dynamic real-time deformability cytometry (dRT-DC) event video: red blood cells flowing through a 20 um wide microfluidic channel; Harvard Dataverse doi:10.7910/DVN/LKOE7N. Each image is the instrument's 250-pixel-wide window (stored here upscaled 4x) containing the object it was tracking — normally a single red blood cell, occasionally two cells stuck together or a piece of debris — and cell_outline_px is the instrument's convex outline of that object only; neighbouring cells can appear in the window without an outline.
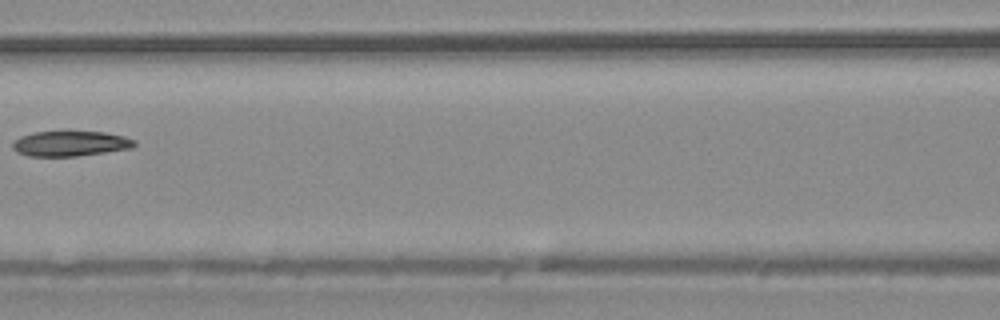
{"species": "common noctule bat (a hibernating species)", "species_latin": "Nyctalus noctula", "temperature_condition": "warm", "stored_images_in_passage": 6, "camera_frame_rate_fps": 3000, "um_per_image_px": 0.085, "animal": {"sex": "male", "body_mass_g": 20.4}, "frame": {"image": 1, "passage_image": 6, "time_ms": 1.667, "image_size_px": [1000, 320], "cell_outline_px": [[136, 144], [132, 148], [76, 156], [28, 156], [16, 152], [12, 148], [12, 144], [20, 136], [32, 132], [104, 132], [124, 136], [136, 140]], "centroid_in_image_um": [5.97, 12.2], "position_along_channel_um": 160.6, "area_um2": 17.8}}